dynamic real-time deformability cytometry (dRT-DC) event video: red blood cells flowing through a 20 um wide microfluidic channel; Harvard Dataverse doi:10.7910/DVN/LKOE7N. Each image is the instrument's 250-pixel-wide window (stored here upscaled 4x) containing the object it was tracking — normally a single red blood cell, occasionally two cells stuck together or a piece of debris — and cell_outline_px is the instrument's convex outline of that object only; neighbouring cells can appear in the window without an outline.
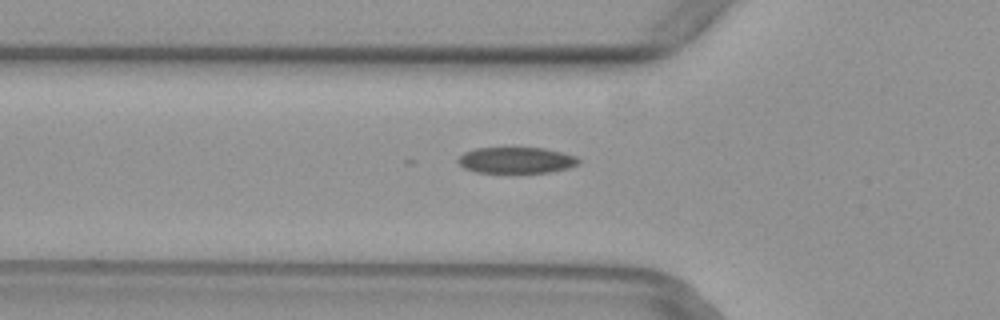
{"species": "common noctule bat (a hibernating species)", "species_latin": "Nyctalus noctula", "temperature_condition": "warm", "stored_images_in_passage": 49, "camera_frame_rate_fps": 3000, "um_per_image_px": 0.085, "animal": {"sex": "female", "body_mass_g": 29.2, "forearm_length_mm": 56.3}, "frame": {"image": 1, "passage_image": 16, "time_ms": 5.0, "image_size_px": [1000, 320], "cell_outline_px": [[580, 164], [568, 168], [548, 172], [476, 172], [464, 168], [456, 160], [464, 152], [476, 148], [544, 148], [576, 156], [580, 160]], "centroid_in_image_um": [43.88, 13.61], "position_along_channel_um": 81.9, "area_um2": 18.21}}
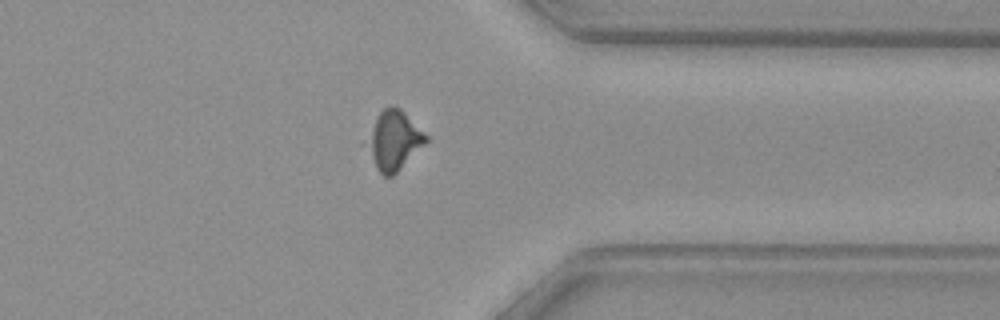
{"frame": {"image": 2, "passage_image": 38, "time_ms": 12.333, "image_size_px": [1000, 320], "cell_outline_px": [[428, 140], [392, 176], [384, 176], [376, 168], [360, 144], [380, 112], [384, 108], [392, 104], [400, 108], [428, 136]], "centroid_in_image_um": [33.37, 11.92], "position_along_channel_um": 378.0, "area_um2": 20.63}}
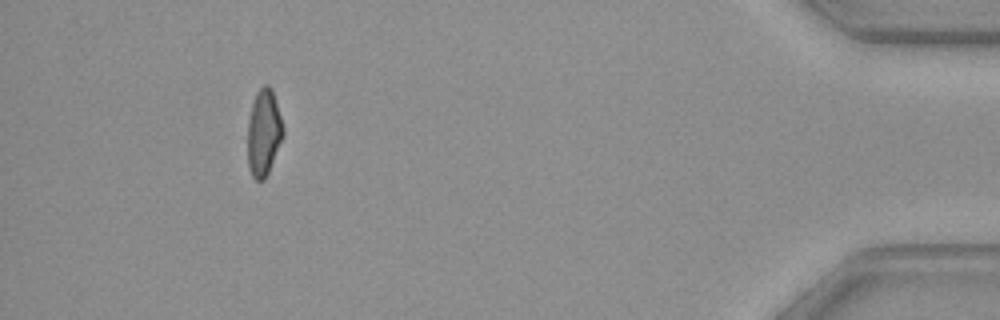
{"frame": {"image": 3, "passage_image": 45, "time_ms": 14.667, "image_size_px": [1000, 320], "cell_outline_px": [[284, 136], [268, 172], [264, 180], [256, 180], [252, 176], [248, 168], [248, 120], [252, 104], [256, 92], [264, 84], [268, 84], [272, 88], [284, 128]], "centroid_in_image_um": [22.42, 11.26], "position_along_channel_um": 412.8, "area_um2": 17.98}}